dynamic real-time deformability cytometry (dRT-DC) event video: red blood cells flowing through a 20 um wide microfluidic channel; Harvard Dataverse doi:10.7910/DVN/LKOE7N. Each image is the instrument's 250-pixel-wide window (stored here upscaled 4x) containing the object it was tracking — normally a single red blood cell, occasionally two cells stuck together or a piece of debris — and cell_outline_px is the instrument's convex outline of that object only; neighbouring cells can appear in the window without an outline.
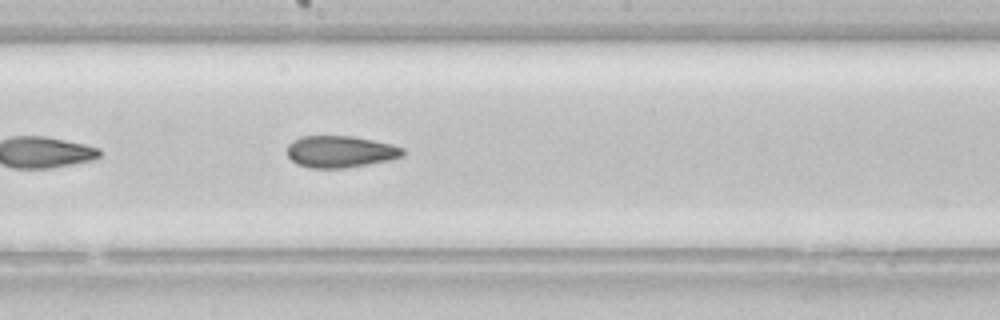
{"species": "common noctule bat (a hibernating species)", "species_latin": "Nyctalus noctula", "temperature_condition": "room temperature", "stored_images_in_passage": 23, "camera_frame_rate_fps": 3000, "um_per_image_px": 0.085, "animal": {"sex": "female", "body_mass_g": 22.7, "forearm_length_mm": 54.2}, "frame": {"image": 1, "passage_image": 14, "time_ms": 4.333, "image_size_px": [1000, 320], "cell_outline_px": [[404, 156], [388, 160], [368, 164], [344, 168], [312, 168], [296, 164], [288, 156], [288, 144], [292, 140], [300, 136], [352, 136], [392, 144], [404, 148]], "centroid_in_image_um": [28.92, 12.88], "position_along_channel_um": 219.3, "area_um2": 21.44}}